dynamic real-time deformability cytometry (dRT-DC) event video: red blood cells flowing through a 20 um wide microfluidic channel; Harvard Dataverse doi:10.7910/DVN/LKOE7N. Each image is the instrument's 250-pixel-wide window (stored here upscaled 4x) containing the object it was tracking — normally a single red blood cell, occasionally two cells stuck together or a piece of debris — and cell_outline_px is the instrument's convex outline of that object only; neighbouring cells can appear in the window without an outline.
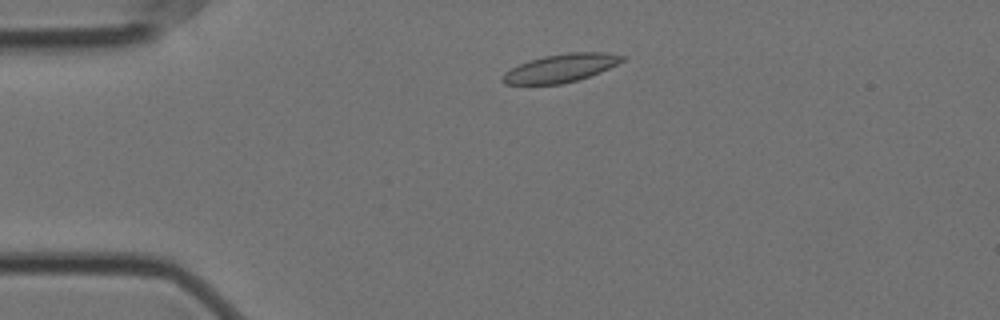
{"species": "Egyptian fruit bat (a non-hibernating species)", "species_latin": "Rousettus aegyptiacus", "temperature_condition": "cold", "stored_images_in_passage": 39, "camera_frame_rate_fps": 3000, "um_per_image_px": 0.085, "animal": {"sex": "female"}, "frame": {"image": 1, "passage_image": 1, "time_ms": 0.0, "image_size_px": [1000, 320], "cell_outline_px": [[628, 56], [624, 60], [600, 72], [576, 80], [560, 84], [504, 84], [500, 80], [500, 76], [504, 72], [528, 60], [544, 56], [568, 52], [608, 52]], "centroid_in_image_um": [47.65, 5.77], "position_along_channel_um": 37.3, "area_um2": 19.65}}
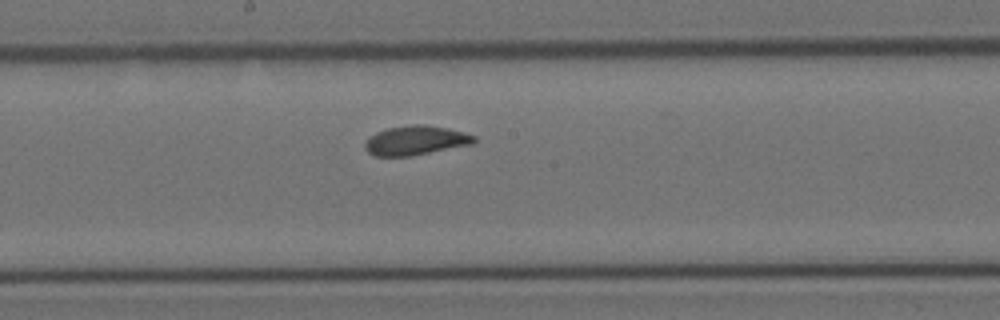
{"frame": {"image": 2, "passage_image": 19, "time_ms": 6.0, "image_size_px": [1000, 320], "cell_outline_px": [[476, 140], [472, 144], [412, 156], [376, 156], [368, 152], [364, 148], [364, 144], [368, 136], [376, 132], [388, 128], [412, 124], [424, 124], [448, 128], [464, 132], [476, 136]], "centroid_in_image_um": [35.32, 11.93], "position_along_channel_um": 212.9, "area_um2": 18.79}}
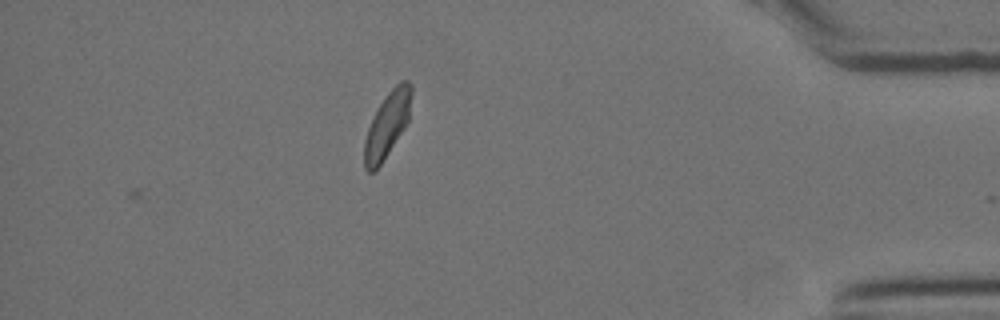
{"frame": {"image": 3, "passage_image": 39, "time_ms": 12.667, "image_size_px": [1000, 320], "cell_outline_px": [[412, 96], [408, 120], [404, 128], [380, 164], [372, 172], [368, 172], [364, 168], [364, 140], [368, 128], [376, 108], [384, 96], [400, 80], [408, 80], [412, 84]], "centroid_in_image_um": [32.91, 10.54], "position_along_channel_um": 402.3, "area_um2": 17.86}, "authors_computed_cell_mechanics": {"area_um2": 18.5538, "velocity_mm_per_s": 3.4837, "shape_relaxation_time_tau1_ms": 5.7244, "shape_relaxation_time_tau2_ms": 0.9792, "deformation_change_tau1": 0.1122, "deformation_change_tau2": 0.0651}}